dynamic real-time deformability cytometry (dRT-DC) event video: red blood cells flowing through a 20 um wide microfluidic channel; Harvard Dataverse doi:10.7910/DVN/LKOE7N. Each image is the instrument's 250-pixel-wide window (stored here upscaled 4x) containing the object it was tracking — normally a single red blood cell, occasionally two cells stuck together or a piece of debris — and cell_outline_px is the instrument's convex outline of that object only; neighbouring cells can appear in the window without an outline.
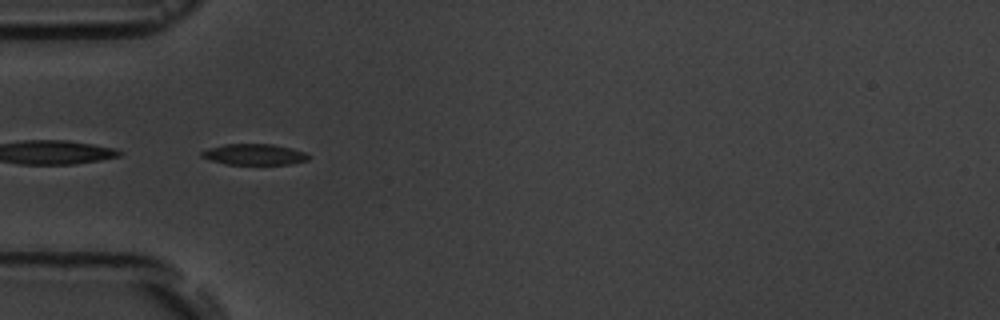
{"species": "common noctule bat (a hibernating species)", "species_latin": "Nyctalus noctula", "temperature_condition": "room temperature", "stored_images_in_passage": 5, "camera_frame_rate_fps": 3000, "um_per_image_px": 0.085, "animal": {"sex": "male", "body_mass_g": 19.5, "forearm_length_mm": 54.6}, "frame": {"image": 1, "passage_image": 4, "time_ms": 4.333, "image_size_px": [1000, 320], "cell_outline_px": [[312, 156], [308, 160], [292, 164], [228, 164], [212, 160], [200, 156], [200, 152], [208, 148], [224, 144], [272, 144], [304, 152]], "centroid_in_image_um": [21.62, 13.12], "position_along_channel_um": 63.4, "area_um2": 12.95}}